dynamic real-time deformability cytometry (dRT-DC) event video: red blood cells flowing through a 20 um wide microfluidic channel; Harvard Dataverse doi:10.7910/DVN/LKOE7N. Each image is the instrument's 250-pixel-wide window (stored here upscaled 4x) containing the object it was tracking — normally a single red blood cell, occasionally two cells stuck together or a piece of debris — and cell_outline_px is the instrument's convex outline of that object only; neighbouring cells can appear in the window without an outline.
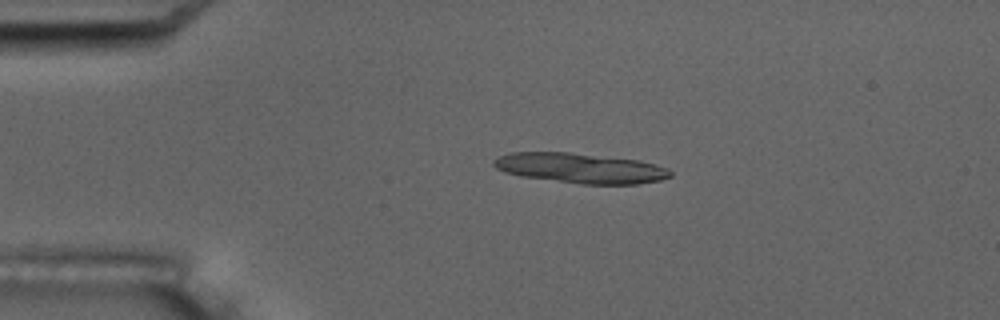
{"species": "common noctule bat (a hibernating species)", "species_latin": "Nyctalus noctula", "temperature_condition": "room temperature", "stored_images_in_passage": 7, "camera_frame_rate_fps": 3000, "um_per_image_px": 0.085, "animal": {"sex": "male", "body_mass_g": 17.5, "forearm_length_mm": 52.3}, "frame": {"image": 1, "passage_image": 4, "time_ms": 3.667, "image_size_px": [1000, 320], "cell_outline_px": [[672, 176], [660, 180], [636, 184], [580, 184], [520, 176], [504, 172], [496, 168], [492, 164], [492, 160], [500, 156], [512, 152], [568, 152], [640, 160], [656, 164], [668, 168], [672, 172]], "centroid_in_image_um": [49.34, 14.29], "position_along_channel_um": 35.7, "area_um2": 31.04}}